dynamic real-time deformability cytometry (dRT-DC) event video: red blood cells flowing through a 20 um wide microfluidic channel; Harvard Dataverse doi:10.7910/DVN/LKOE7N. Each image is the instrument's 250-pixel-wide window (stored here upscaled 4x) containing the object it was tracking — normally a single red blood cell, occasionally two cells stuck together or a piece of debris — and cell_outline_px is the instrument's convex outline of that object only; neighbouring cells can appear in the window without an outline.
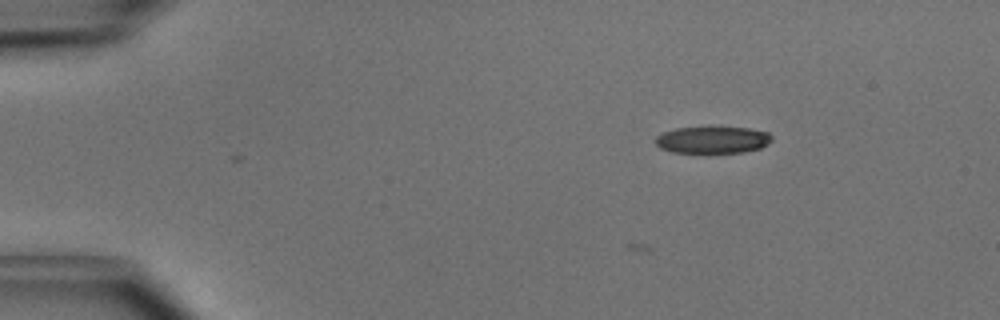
{"species": "common noctule bat (a hibernating species)", "species_latin": "Nyctalus noctula", "temperature_condition": "cold", "stored_images_in_passage": 11, "camera_frame_rate_fps": 3000, "um_per_image_px": 0.085, "animal": {"sex": "male", "body_mass_g": 15.6}, "frame": {"image": 1, "passage_image": 11, "time_ms": 3.333, "image_size_px": [1000, 320], "cell_outline_px": [[772, 140], [768, 144], [760, 148], [744, 152], [672, 152], [660, 148], [652, 140], [656, 136], [664, 132], [676, 128], [748, 128], [768, 132], [772, 136]], "centroid_in_image_um": [60.56, 11.89], "position_along_channel_um": 24.4, "area_um2": 18.03}}